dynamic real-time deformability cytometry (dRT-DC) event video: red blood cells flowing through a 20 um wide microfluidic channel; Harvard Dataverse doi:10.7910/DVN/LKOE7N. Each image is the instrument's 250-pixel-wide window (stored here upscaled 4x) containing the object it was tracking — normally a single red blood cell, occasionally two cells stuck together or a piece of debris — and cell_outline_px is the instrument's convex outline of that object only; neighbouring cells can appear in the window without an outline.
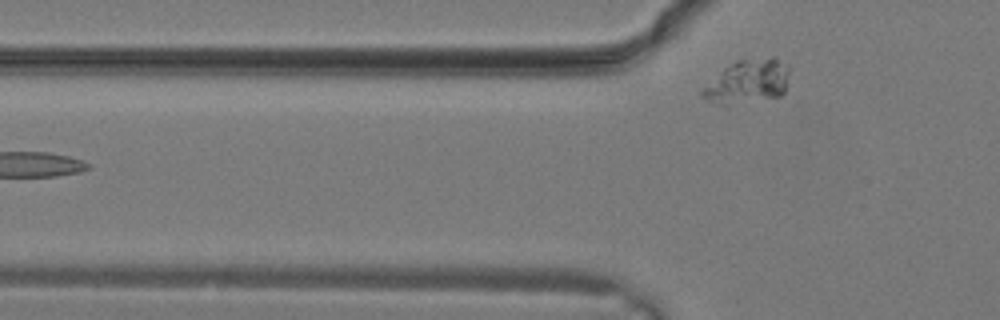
{"species": "common noctule bat (a hibernating species)", "species_latin": "Nyctalus noctula", "temperature_condition": "warm", "stored_images_in_passage": 3, "camera_frame_rate_fps": 3000, "um_per_image_px": 0.085, "animal": {"sex": "male", "body_mass_g": 19.2, "forearm_length_mm": 51.8}, "frame": {"image": 1, "passage_image": 3, "time_ms": 0.667, "image_size_px": [1000, 320], "cell_outline_px": [[788, 72], [784, 92], [780, 96], [720, 104], [708, 100], [700, 96], [700, 88], [724, 68], [736, 60], [772, 56], [788, 64]], "centroid_in_image_um": [63.53, 6.88], "position_along_channel_um": 62.3, "area_um2": 21.85}}